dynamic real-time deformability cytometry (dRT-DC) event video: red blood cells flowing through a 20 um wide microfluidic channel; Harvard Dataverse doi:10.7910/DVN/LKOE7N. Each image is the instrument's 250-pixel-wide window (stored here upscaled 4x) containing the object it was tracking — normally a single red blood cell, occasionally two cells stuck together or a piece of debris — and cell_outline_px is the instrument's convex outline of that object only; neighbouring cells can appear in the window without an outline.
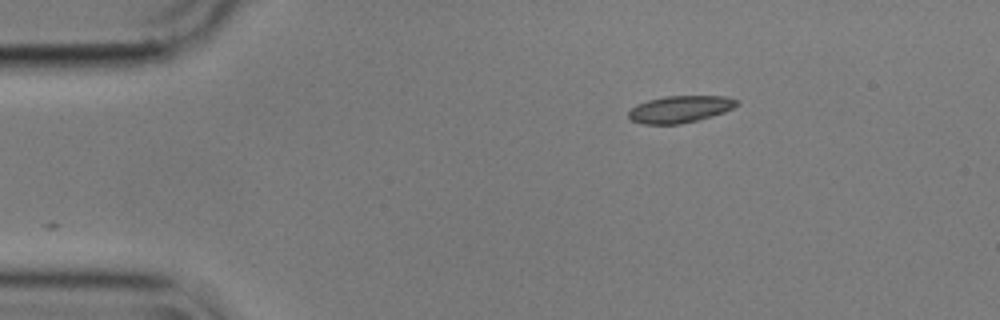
{"species": "common noctule bat (a hibernating species)", "species_latin": "Nyctalus noctula", "temperature_condition": "cold", "stored_images_in_passage": 48, "camera_frame_rate_fps": 3000, "um_per_image_px": 0.085, "animal": {"sex": "male", "body_mass_g": 17.9}, "frame": {"image": 1, "passage_image": 1, "time_ms": 0.0, "image_size_px": [1000, 320], "cell_outline_px": [[740, 104], [724, 112], [712, 116], [680, 124], [644, 124], [632, 120], [628, 116], [628, 112], [636, 104], [648, 100], [668, 96], [728, 96], [740, 100]], "centroid_in_image_um": [57.84, 9.27], "position_along_channel_um": 27.2, "area_um2": 16.99}}
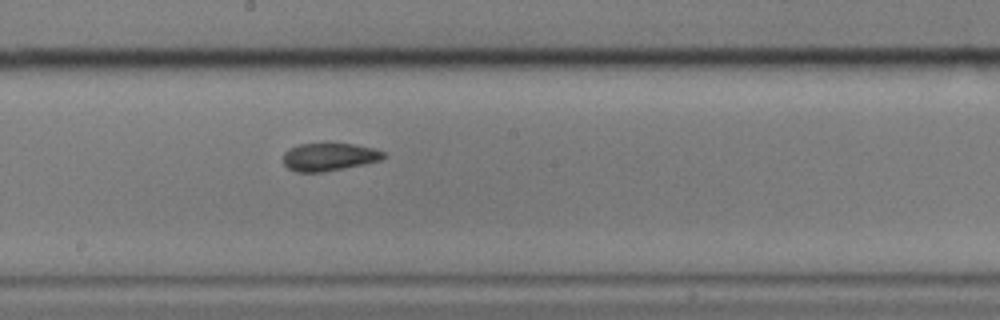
{"frame": {"image": 2, "passage_image": 22, "time_ms": 7.0, "image_size_px": [1000, 320], "cell_outline_px": [[388, 156], [380, 160], [364, 164], [324, 172], [296, 172], [288, 168], [284, 164], [284, 152], [288, 148], [300, 144], [324, 140], [352, 144], [372, 148], [384, 152]], "centroid_in_image_um": [27.95, 13.29], "position_along_channel_um": 220.2, "area_um2": 16.94}}
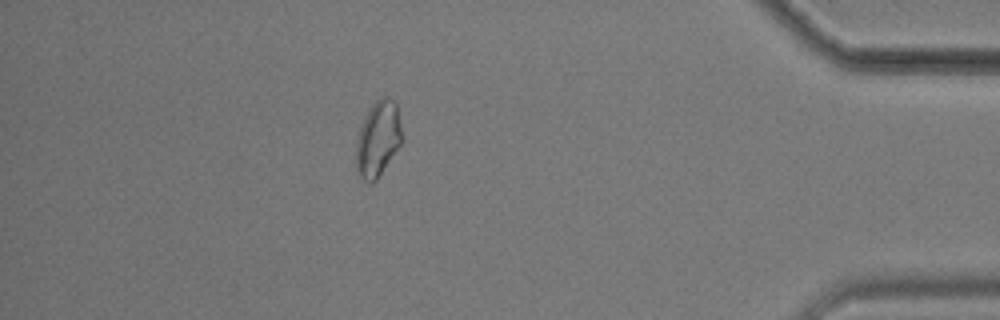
{"frame": {"image": 3, "passage_image": 41, "time_ms": 13.333, "image_size_px": [1000, 320], "cell_outline_px": [[400, 144], [376, 180], [372, 184], [368, 184], [356, 172], [356, 140], [360, 128], [372, 104], [376, 100], [384, 96], [388, 96], [396, 104], [400, 124]], "centroid_in_image_um": [32.09, 11.83], "position_along_channel_um": 403.1, "area_um2": 19.71}, "authors_computed_cell_mechanics": {"area_um2": 17.4845, "velocity_mm_per_s": 3.576, "shape_relaxation_time_tau1_ms": null, "shape_relaxation_time_tau2_ms": 1.7675, "deformation_change_tau1": null, "deformation_change_tau2": 0.0673}}